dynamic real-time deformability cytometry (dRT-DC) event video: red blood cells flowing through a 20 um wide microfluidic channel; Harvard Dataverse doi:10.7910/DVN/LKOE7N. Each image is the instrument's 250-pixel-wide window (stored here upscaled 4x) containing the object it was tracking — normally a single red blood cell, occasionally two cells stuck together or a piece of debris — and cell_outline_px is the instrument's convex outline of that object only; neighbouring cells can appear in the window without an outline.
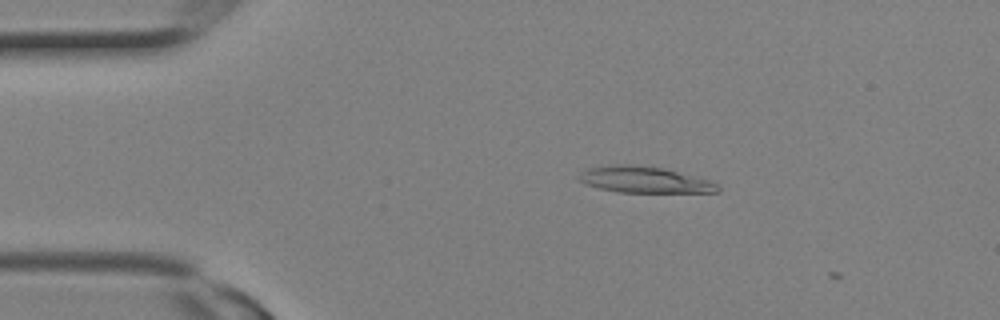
{"species": "Egyptian fruit bat (a non-hibernating species)", "species_latin": "Rousettus aegyptiacus", "temperature_condition": "room temperature", "stored_images_in_passage": 2, "camera_frame_rate_fps": 3000, "um_per_image_px": 0.085, "animal": {"sex": "female"}, "frame": {"image": 1, "passage_image": 1, "time_ms": 0.0, "image_size_px": [1000, 320], "cell_outline_px": [[720, 192], [616, 192], [584, 184], [576, 176], [580, 172], [588, 168], [616, 164], [628, 164], [664, 168], [708, 180], [716, 184], [720, 188]], "centroid_in_image_um": [54.72, 15.27], "position_along_channel_um": 30.3, "area_um2": 21.1}}